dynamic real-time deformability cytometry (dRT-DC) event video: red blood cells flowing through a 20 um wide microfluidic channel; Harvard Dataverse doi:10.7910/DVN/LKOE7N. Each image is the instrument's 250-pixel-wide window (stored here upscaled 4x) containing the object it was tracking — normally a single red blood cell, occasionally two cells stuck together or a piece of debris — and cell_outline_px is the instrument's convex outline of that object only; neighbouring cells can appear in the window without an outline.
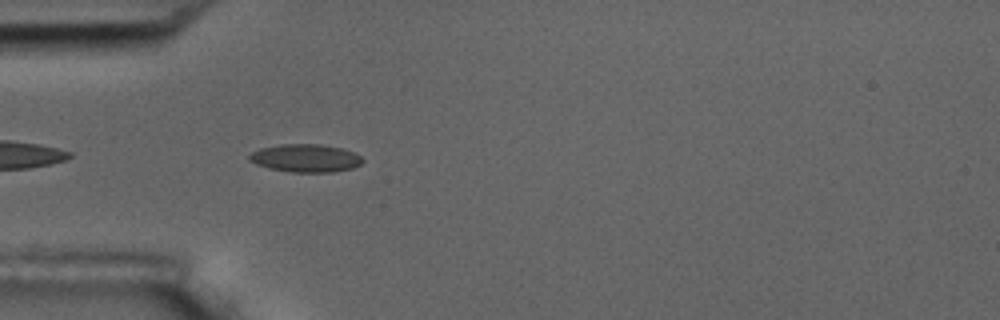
{"species": "common noctule bat (a hibernating species)", "species_latin": "Nyctalus noctula", "temperature_condition": "room temperature", "stored_images_in_passage": 5, "camera_frame_rate_fps": 3000, "um_per_image_px": 0.085, "animal": {"sex": "male", "body_mass_g": 17.5, "forearm_length_mm": 52.3}, "frame": {"image": 1, "passage_image": 5, "time_ms": 4.667, "image_size_px": [1000, 320], "cell_outline_px": [[364, 160], [360, 164], [352, 168], [336, 172], [292, 172], [268, 168], [256, 164], [248, 160], [248, 156], [252, 152], [260, 148], [280, 144], [320, 144], [340, 148], [352, 152], [360, 156]], "centroid_in_image_um": [25.95, 13.44], "position_along_channel_um": 59.1, "area_um2": 18.44}}